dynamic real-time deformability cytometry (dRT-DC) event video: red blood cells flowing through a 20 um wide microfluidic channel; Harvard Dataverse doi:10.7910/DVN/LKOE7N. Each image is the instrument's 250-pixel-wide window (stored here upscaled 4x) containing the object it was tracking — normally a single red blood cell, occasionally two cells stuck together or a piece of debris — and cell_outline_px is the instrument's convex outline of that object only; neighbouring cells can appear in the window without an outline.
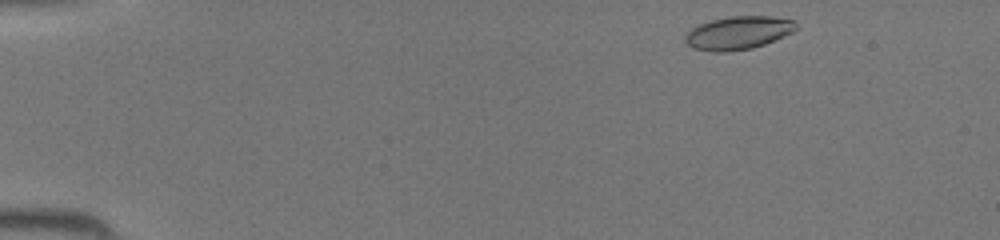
{"species": "common noctule bat (a hibernating species)", "species_latin": "Nyctalus noctula", "temperature_condition": "room temperature", "stored_images_in_passage": 40, "camera_frame_rate_fps": 3000, "um_per_image_px": 0.085, "animal": {"sex": "female", "body_mass_g": 19.5, "forearm_length_mm": 54.1}, "frame": {"image": 1, "passage_image": 1, "time_ms": 0.0, "image_size_px": [1000, 240], "cell_outline_px": [[796, 28], [792, 32], [776, 40], [752, 48], [728, 52], [712, 52], [696, 48], [688, 44], [684, 40], [684, 36], [692, 28], [700, 24], [712, 20], [728, 16], [768, 16], [792, 20], [796, 24]], "centroid_in_image_um": [62.74, 2.8], "position_along_channel_um": 22.3, "area_um2": 21.27}}
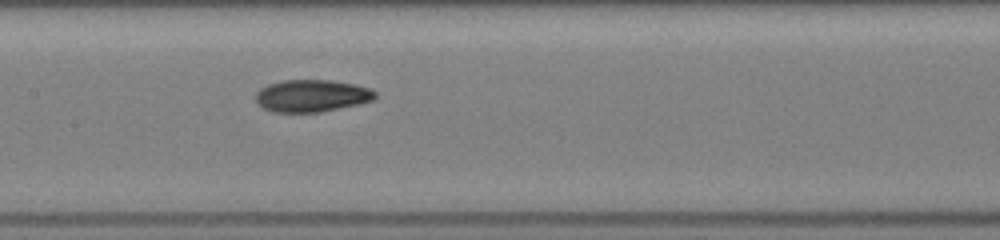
{"frame": {"image": 2, "passage_image": 18, "time_ms": 5.667, "image_size_px": [1000, 240], "cell_outline_px": [[376, 96], [372, 100], [360, 104], [320, 112], [272, 112], [264, 108], [256, 100], [256, 92], [260, 88], [268, 84], [284, 80], [332, 80], [356, 84], [372, 88], [376, 92]], "centroid_in_image_um": [26.53, 8.13], "position_along_channel_um": 180.9, "area_um2": 22.54}}
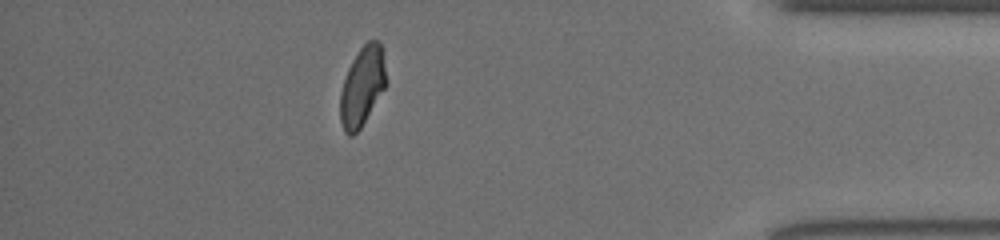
{"frame": {"image": 3, "passage_image": 35, "time_ms": 11.333, "image_size_px": [1000, 240], "cell_outline_px": [[388, 84], [360, 128], [352, 136], [348, 136], [344, 132], [340, 120], [340, 92], [348, 68], [352, 60], [360, 48], [368, 40], [380, 40]], "centroid_in_image_um": [30.8, 7.34], "position_along_channel_um": 404.4, "area_um2": 21.33}}